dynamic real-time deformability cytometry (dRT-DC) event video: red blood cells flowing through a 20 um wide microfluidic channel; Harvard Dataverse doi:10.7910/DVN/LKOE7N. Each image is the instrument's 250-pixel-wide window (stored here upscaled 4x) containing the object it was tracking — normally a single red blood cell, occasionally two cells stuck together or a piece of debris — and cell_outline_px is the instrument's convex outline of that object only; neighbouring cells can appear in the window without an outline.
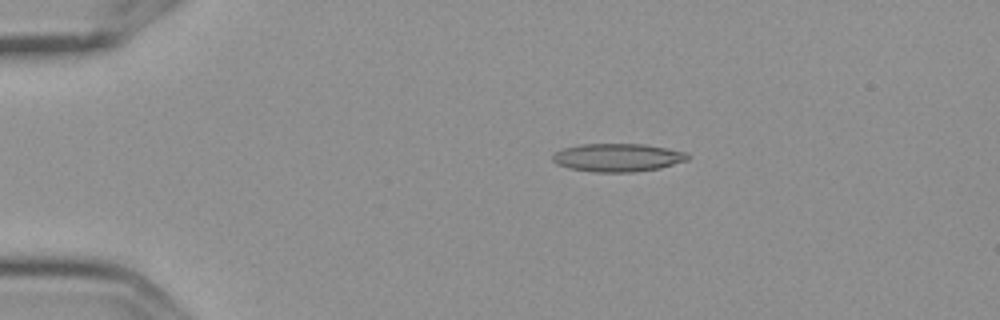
{"species": "Egyptian fruit bat (a non-hibernating species)", "species_latin": "Rousettus aegyptiacus", "temperature_condition": "cold", "stored_images_in_passage": 6, "camera_frame_rate_fps": 3000, "um_per_image_px": 0.085, "frame": {"image": 1, "passage_image": 3, "time_ms": 0.667, "image_size_px": [1000, 320], "cell_outline_px": [[688, 160], [660, 168], [632, 172], [596, 172], [568, 168], [556, 164], [552, 160], [552, 156], [556, 152], [564, 148], [580, 144], [644, 144], [688, 152]], "centroid_in_image_um": [52.5, 13.39], "position_along_channel_um": 32.5, "area_um2": 22.14}}
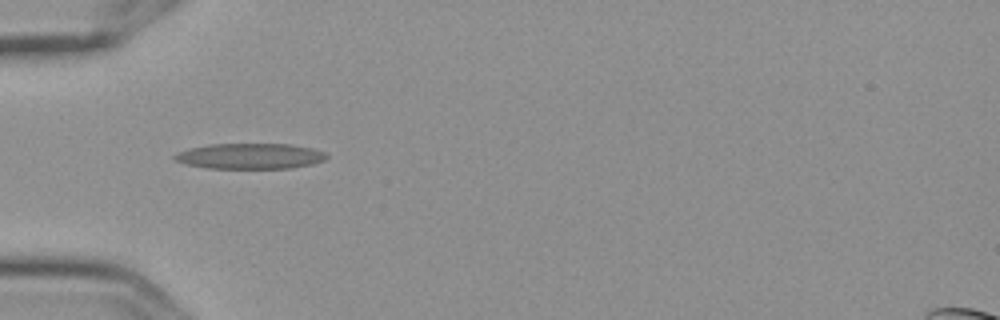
{"frame": {"image": 2, "passage_image": 5, "time_ms": 1.333, "image_size_px": [1000, 320], "cell_outline_px": [[328, 156], [324, 160], [312, 164], [288, 168], [208, 168], [184, 164], [176, 160], [172, 156], [176, 152], [208, 144], [292, 144], [312, 148], [324, 152]], "centroid_in_image_um": [21.24, 13.26], "position_along_channel_um": 63.8, "area_um2": 22.6}}
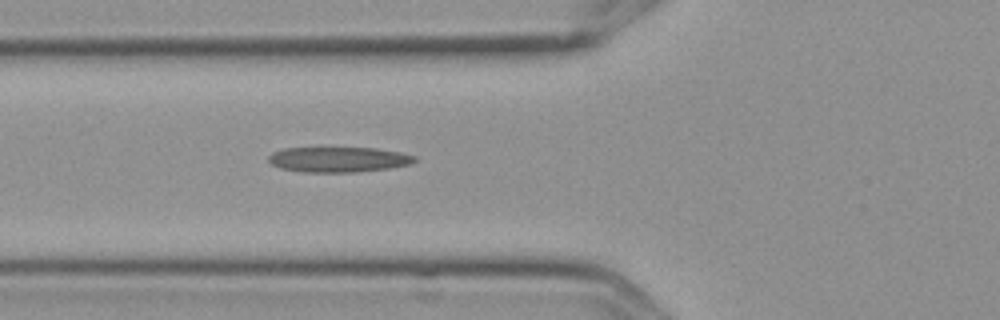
{"frame": {"image": 3, "passage_image": 6, "time_ms": 1.667, "image_size_px": [1000, 320], "cell_outline_px": [[416, 160], [408, 164], [388, 168], [352, 172], [304, 172], [280, 168], [272, 164], [268, 160], [268, 156], [272, 152], [284, 148], [320, 144], [376, 148], [400, 152], [416, 156]], "centroid_in_image_um": [28.67, 13.49], "position_along_channel_um": 97.1, "area_um2": 22.66}}